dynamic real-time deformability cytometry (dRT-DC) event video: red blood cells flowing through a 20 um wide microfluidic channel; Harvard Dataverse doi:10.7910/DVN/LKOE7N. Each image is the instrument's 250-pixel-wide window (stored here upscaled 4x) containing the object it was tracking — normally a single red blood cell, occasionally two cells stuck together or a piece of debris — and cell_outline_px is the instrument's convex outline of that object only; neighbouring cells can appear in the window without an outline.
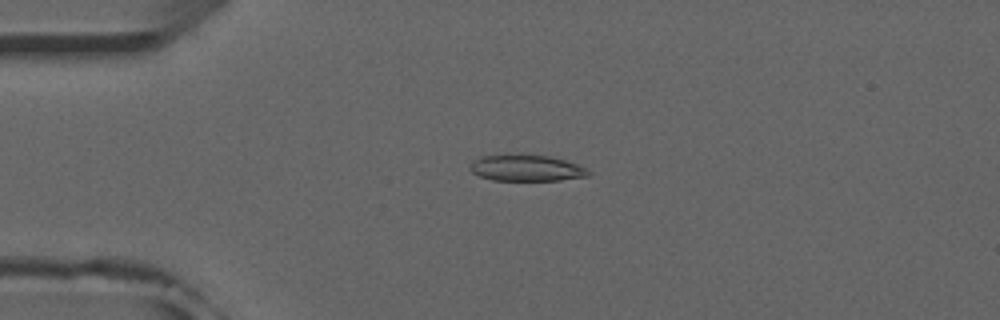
{"species": "common noctule bat (a hibernating species)", "species_latin": "Nyctalus noctula", "temperature_condition": "room temperature", "stored_images_in_passage": 52, "camera_frame_rate_fps": 3000, "um_per_image_px": 0.085, "animal": {"sex": "male", "forearm_length_mm": 52.5}, "frame": {"image": 1, "passage_image": 13, "time_ms": 4.0, "image_size_px": [1000, 320], "cell_outline_px": [[592, 172], [588, 176], [560, 180], [492, 180], [480, 176], [472, 172], [468, 168], [480, 156], [548, 156], [564, 160], [576, 164]], "centroid_in_image_um": [44.76, 14.31], "position_along_channel_um": 40.2, "area_um2": 17.46}}
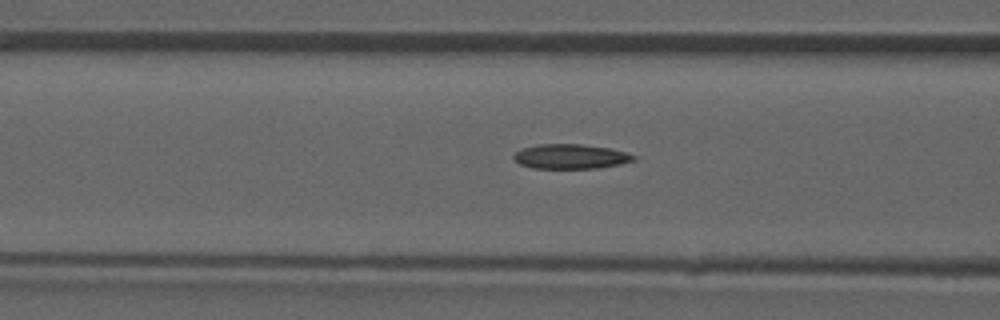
{"frame": {"image": 2, "passage_image": 21, "time_ms": 6.667, "image_size_px": [1000, 320], "cell_outline_px": [[636, 160], [620, 164], [596, 168], [532, 168], [520, 164], [512, 160], [512, 156], [516, 152], [524, 148], [536, 144], [580, 144], [608, 148], [628, 152], [636, 156]], "centroid_in_image_um": [48.49, 13.3], "position_along_channel_um": 118.1, "area_um2": 17.28}}
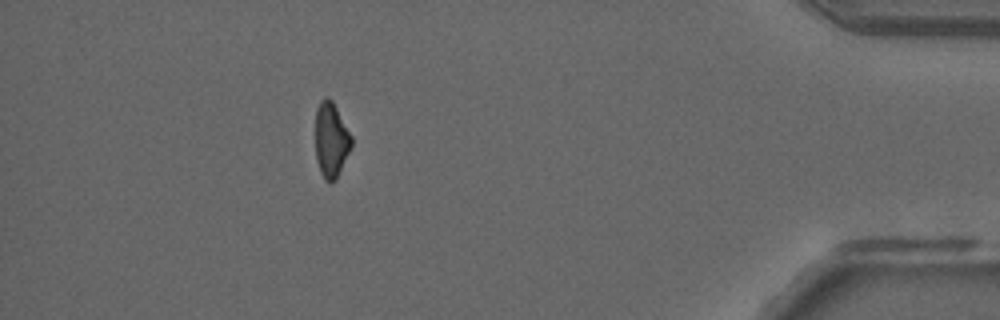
{"frame": {"image": 3, "passage_image": 47, "time_ms": 15.333, "image_size_px": [1000, 320], "cell_outline_px": [[352, 148], [336, 180], [324, 180], [320, 172], [316, 160], [316, 108], [320, 100], [324, 96], [328, 96], [332, 100], [352, 136]], "centroid_in_image_um": [28.15, 11.88], "position_along_channel_um": 407.0, "area_um2": 15.95}, "authors_computed_cell_mechanics": {"area_um2": 17.4845, "velocity_mm_per_s": 3.9436, "shape_relaxation_time_tau1_ms": null, "shape_relaxation_time_tau2_ms": 9.3023, "deformation_change_tau1": null, "deformation_change_tau2": 0.1897}}